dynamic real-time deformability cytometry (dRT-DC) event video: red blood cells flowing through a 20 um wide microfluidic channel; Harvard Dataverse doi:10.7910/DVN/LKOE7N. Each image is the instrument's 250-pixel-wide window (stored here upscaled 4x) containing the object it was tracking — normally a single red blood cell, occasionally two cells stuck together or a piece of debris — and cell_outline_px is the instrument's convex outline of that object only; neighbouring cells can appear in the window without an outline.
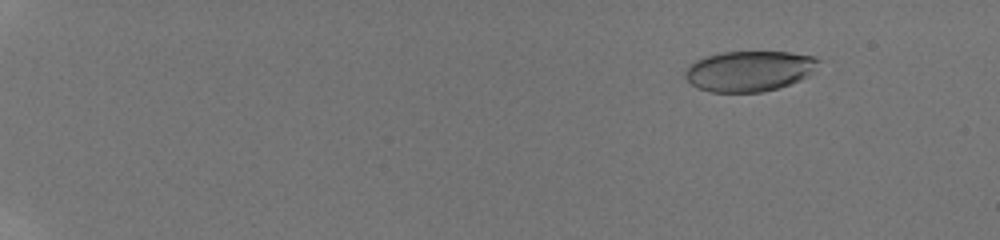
{"species": "human", "species_latin": "Homo sapiens", "temperature_condition": "room temperature", "stored_images_in_passage": 61, "camera_frame_rate_fps": 3000, "um_per_image_px": 0.085, "donor": {"sex": "male"}, "frame": {"image": 1, "passage_image": 9, "time_ms": 2.333, "image_size_px": [1000, 240], "cell_outline_px": [[820, 60], [812, 72], [808, 76], [800, 80], [776, 88], [760, 92], [712, 92], [700, 88], [692, 84], [684, 76], [684, 72], [696, 60], [708, 56], [724, 52], [788, 52], [812, 56]], "centroid_in_image_um": [63.69, 6.04], "position_along_channel_um": 21.3, "area_um2": 30.98}}
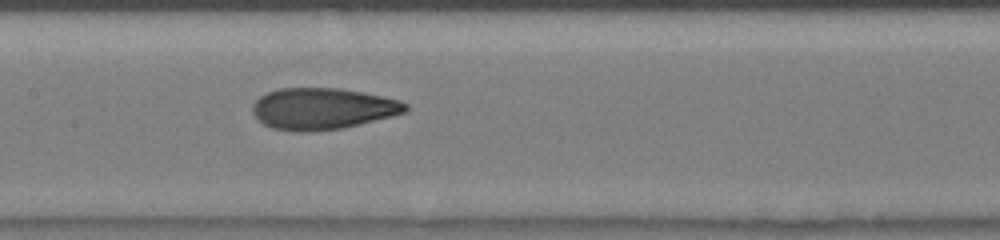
{"frame": {"image": 2, "passage_image": 36, "time_ms": 10.333, "image_size_px": [1000, 240], "cell_outline_px": [[408, 112], [392, 116], [340, 128], [308, 132], [296, 132], [272, 128], [264, 124], [252, 112], [252, 104], [260, 96], [268, 92], [280, 88], [340, 88], [384, 96], [400, 100], [408, 104]], "centroid_in_image_um": [27.43, 9.23], "position_along_channel_um": 180.0, "area_um2": 36.93}}
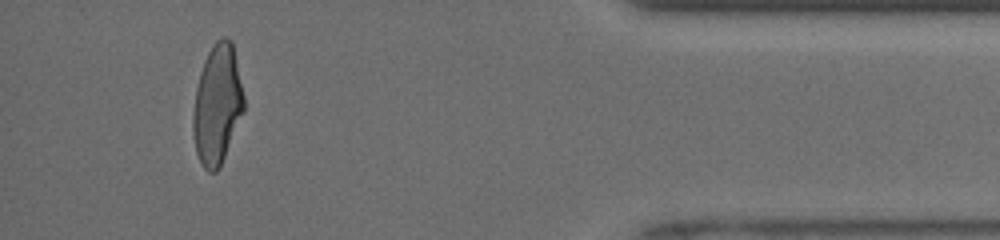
{"frame": {"image": 3, "passage_image": 58, "time_ms": 17.0, "image_size_px": [1000, 240], "cell_outline_px": [[244, 112], [224, 156], [216, 172], [208, 172], [204, 168], [196, 152], [192, 128], [192, 116], [196, 88], [200, 72], [204, 60], [212, 44], [216, 40], [224, 36], [228, 36], [232, 40], [244, 96]], "centroid_in_image_um": [18.46, 8.84], "position_along_channel_um": 416.7, "area_um2": 35.37}, "authors_computed_cell_mechanics": {"area_um2": 35.3736, "velocity_mm_per_s": 4.1257, "shape_relaxation_time_tau1_ms": 7.06, "shape_relaxation_time_tau2_ms": 1.0809, "deformation_change_tau1": 0.2354, "deformation_change_tau2": 0.0819}}